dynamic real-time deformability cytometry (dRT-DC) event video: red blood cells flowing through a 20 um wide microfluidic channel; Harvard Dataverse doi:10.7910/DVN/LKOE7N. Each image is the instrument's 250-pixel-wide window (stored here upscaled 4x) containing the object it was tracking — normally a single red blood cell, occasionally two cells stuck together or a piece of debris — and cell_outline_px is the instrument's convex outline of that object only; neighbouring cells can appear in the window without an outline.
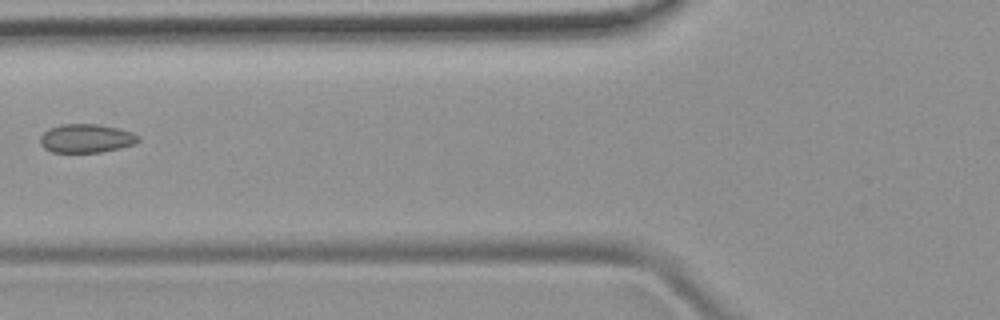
{"species": "common noctule bat (a hibernating species)", "species_latin": "Nyctalus noctula", "temperature_condition": "room temperature", "stored_images_in_passage": 2, "camera_frame_rate_fps": 3000, "um_per_image_px": 0.085, "animal": {"sex": "female", "body_mass_g": 19.9}, "frame": {"image": 1, "passage_image": 2, "time_ms": 1.0, "image_size_px": [1000, 320], "cell_outline_px": [[140, 140], [136, 144], [120, 148], [100, 152], [52, 152], [44, 148], [40, 144], [40, 136], [48, 128], [60, 124], [96, 124], [116, 128], [132, 132], [140, 136]], "centroid_in_image_um": [7.33, 11.76], "position_along_channel_um": 118.5, "area_um2": 16.47}}